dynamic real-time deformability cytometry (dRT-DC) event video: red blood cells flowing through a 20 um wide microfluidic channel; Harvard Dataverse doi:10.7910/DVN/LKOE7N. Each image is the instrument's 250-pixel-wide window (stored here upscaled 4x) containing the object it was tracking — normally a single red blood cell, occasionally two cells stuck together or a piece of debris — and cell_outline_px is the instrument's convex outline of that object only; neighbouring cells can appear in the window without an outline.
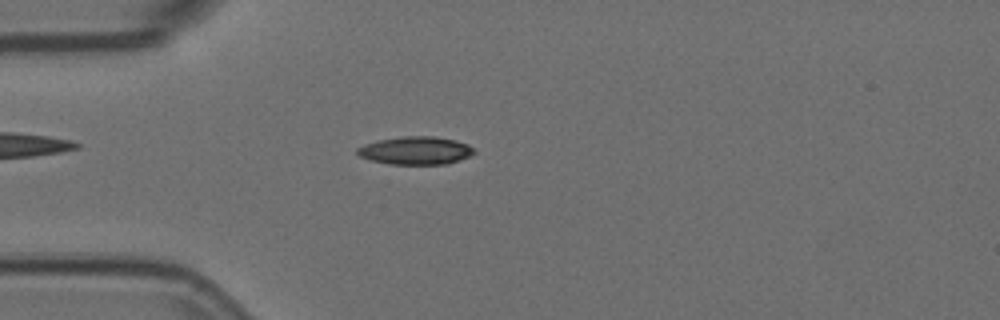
{"species": "Egyptian fruit bat (a non-hibernating species)", "species_latin": "Rousettus aegyptiacus", "temperature_condition": "room temperature", "stored_images_in_passage": 1, "camera_frame_rate_fps": 3000, "um_per_image_px": 0.085, "animal": {"sex": "female"}, "frame": {"image": 1, "passage_image": 1, "time_ms": 0.0, "image_size_px": [1000, 320], "cell_outline_px": [[476, 152], [460, 160], [448, 164], [388, 164], [372, 160], [360, 156], [356, 152], [356, 148], [364, 144], [380, 140], [404, 136], [432, 136], [452, 140], [468, 144], [476, 148]], "centroid_in_image_um": [35.35, 12.8], "position_along_channel_um": 49.7, "area_um2": 18.96}}